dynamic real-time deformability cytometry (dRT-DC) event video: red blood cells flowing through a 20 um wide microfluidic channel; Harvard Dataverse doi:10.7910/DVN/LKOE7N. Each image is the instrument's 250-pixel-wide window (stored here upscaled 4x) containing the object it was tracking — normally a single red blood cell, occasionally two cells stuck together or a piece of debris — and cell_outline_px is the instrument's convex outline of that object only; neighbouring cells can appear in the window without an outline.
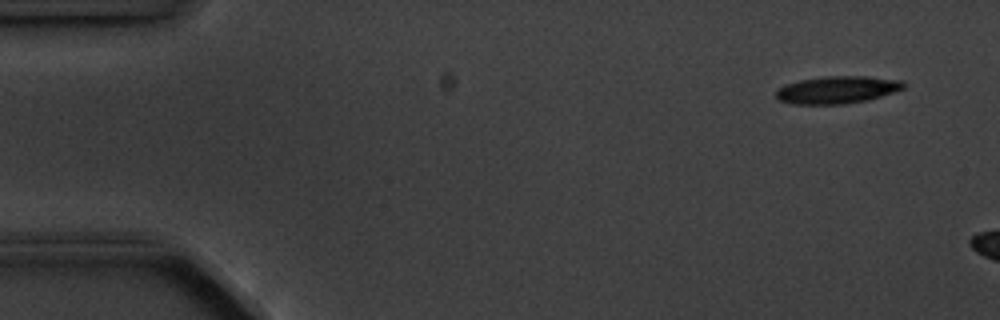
{"species": "common noctule bat (a hibernating species)", "species_latin": "Nyctalus noctula", "temperature_condition": "cold", "stored_images_in_passage": 4, "camera_frame_rate_fps": 3000, "um_per_image_px": 0.085, "animal": {"sex": "male", "body_mass_g": 20.1, "forearm_length_mm": 53.5}, "frame": {"image": 1, "passage_image": 1, "time_ms": 0.0, "image_size_px": [1000, 320], "cell_outline_px": [[908, 84], [904, 88], [868, 100], [844, 104], [792, 104], [780, 100], [776, 96], [776, 92], [784, 84], [800, 80], [824, 76], [868, 76], [904, 80]], "centroid_in_image_um": [71.2, 7.62], "position_along_channel_um": 13.8, "area_um2": 20.46}}